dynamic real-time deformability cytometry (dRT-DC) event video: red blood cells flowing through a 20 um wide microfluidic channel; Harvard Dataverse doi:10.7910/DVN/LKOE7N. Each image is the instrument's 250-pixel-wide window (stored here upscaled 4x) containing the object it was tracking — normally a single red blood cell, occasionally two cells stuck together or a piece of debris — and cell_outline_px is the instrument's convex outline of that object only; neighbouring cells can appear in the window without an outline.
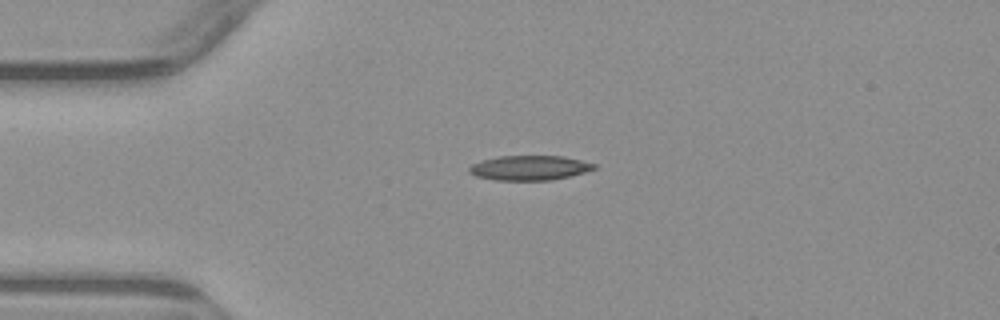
{"species": "common noctule bat (a hibernating species)", "species_latin": "Nyctalus noctula", "temperature_condition": "warm", "stored_images_in_passage": 3, "camera_frame_rate_fps": 3000, "um_per_image_px": 0.085, "animal": {"sex": "male", "body_mass_g": 23.1, "forearm_length_mm": 52.7}, "frame": {"image": 1, "passage_image": 1, "time_ms": 0.0, "image_size_px": [1000, 320], "cell_outline_px": [[596, 168], [584, 172], [552, 180], [496, 180], [476, 176], [468, 172], [468, 168], [472, 164], [480, 160], [496, 156], [564, 156], [596, 164]], "centroid_in_image_um": [44.96, 14.26], "position_along_channel_um": 40.0, "area_um2": 17.98}}